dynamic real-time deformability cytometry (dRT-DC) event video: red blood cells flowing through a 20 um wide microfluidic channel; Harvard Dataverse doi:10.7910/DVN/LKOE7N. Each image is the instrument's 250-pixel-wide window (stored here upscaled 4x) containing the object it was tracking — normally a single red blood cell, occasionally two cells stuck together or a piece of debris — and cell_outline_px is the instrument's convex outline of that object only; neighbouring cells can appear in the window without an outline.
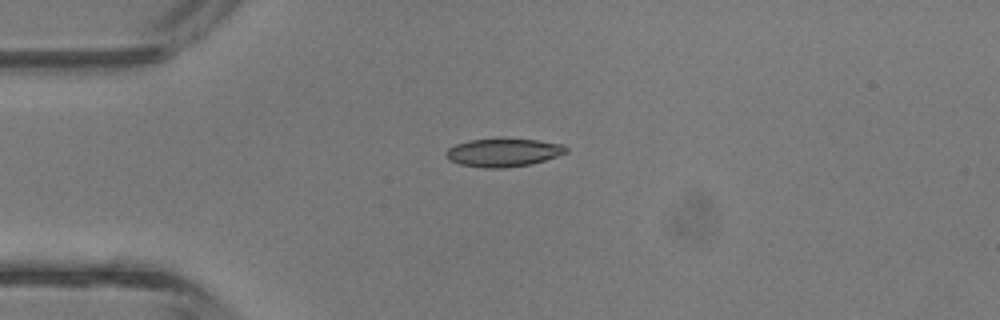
{"species": "common noctule bat (a hibernating species)", "species_latin": "Nyctalus noctula", "temperature_condition": "room temperature", "stored_images_in_passage": 4, "camera_frame_rate_fps": 3000, "um_per_image_px": 0.085, "animal": {"sex": "male", "body_mass_g": 13.3}, "frame": {"image": 1, "passage_image": 2, "time_ms": 0.333, "image_size_px": [1000, 320], "cell_outline_px": [[568, 152], [544, 160], [528, 164], [504, 168], [484, 168], [460, 164], [448, 160], [444, 156], [444, 152], [448, 148], [456, 144], [468, 140], [500, 136], [536, 140], [564, 144], [568, 148]], "centroid_in_image_um": [42.74, 12.92], "position_along_channel_um": 42.3, "area_um2": 20.4}}
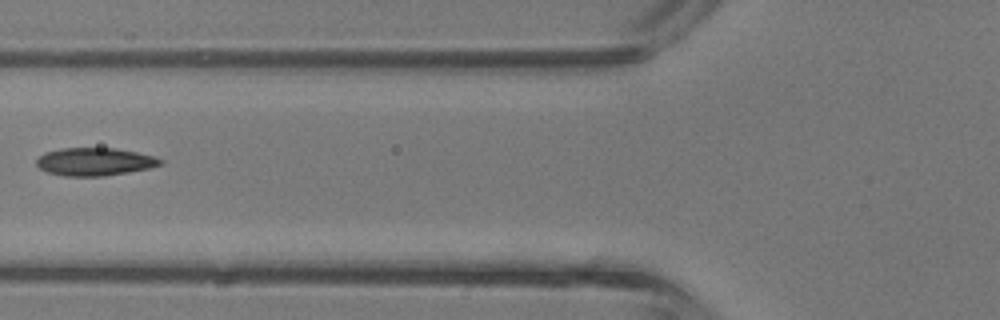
{"frame": {"image": 2, "passage_image": 4, "time_ms": 1.0, "image_size_px": [1000, 320], "cell_outline_px": [[164, 164], [148, 168], [128, 172], [104, 176], [64, 176], [48, 172], [40, 168], [36, 164], [36, 160], [44, 152], [64, 148], [116, 148], [156, 156], [164, 160]], "centroid_in_image_um": [8.08, 13.74], "position_along_channel_um": 117.7, "area_um2": 20.17}}